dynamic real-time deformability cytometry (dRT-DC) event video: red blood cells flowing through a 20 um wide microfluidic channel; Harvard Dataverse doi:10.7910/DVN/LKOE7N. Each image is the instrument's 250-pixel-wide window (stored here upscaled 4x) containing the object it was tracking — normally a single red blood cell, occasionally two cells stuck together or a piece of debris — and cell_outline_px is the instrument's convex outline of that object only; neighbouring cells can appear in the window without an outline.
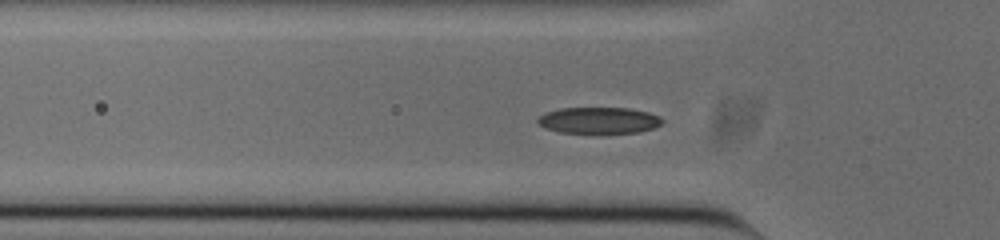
{"species": "common noctule bat (a hibernating species)", "species_latin": "Nyctalus noctula", "temperature_condition": "cold", "stored_images_in_passage": 52, "camera_frame_rate_fps": 3000, "um_per_image_px": 0.085, "animal": {"sex": "male", "body_mass_g": 20.0, "forearm_length_mm": 53.3}, "frame": {"image": 1, "passage_image": 15, "time_ms": 4.667, "image_size_px": [1000, 240], "cell_outline_px": [[664, 120], [660, 124], [652, 128], [640, 132], [600, 136], [560, 132], [548, 128], [540, 124], [536, 120], [544, 112], [560, 108], [628, 108], [648, 112], [660, 116]], "centroid_in_image_um": [50.92, 10.27], "position_along_channel_um": 74.9, "area_um2": 19.94}}
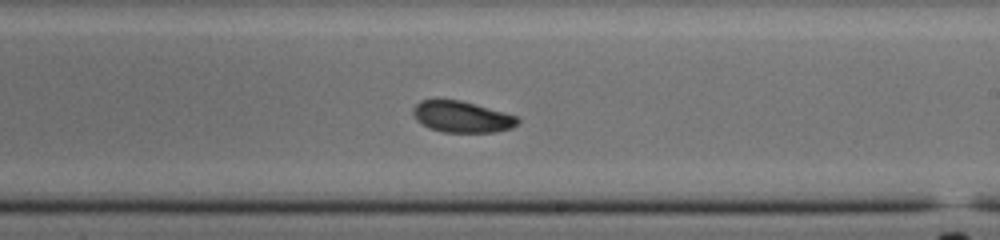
{"frame": {"image": 2, "passage_image": 29, "time_ms": 9.333, "image_size_px": [1000, 240], "cell_outline_px": [[520, 120], [512, 128], [496, 132], [444, 132], [428, 128], [416, 120], [412, 112], [412, 108], [420, 100], [460, 100], [504, 112], [516, 116]], "centroid_in_image_um": [39.24, 9.93], "position_along_channel_um": 249.8, "area_um2": 19.02}}
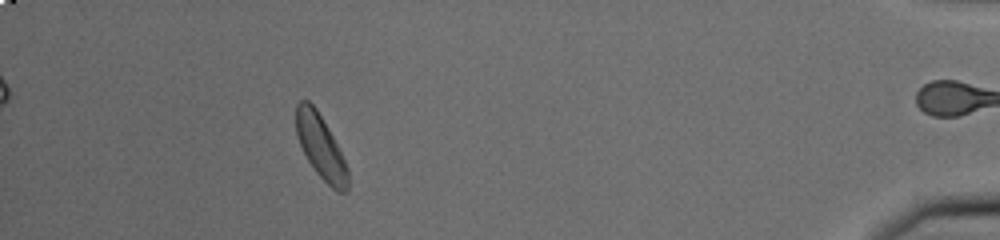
{"frame": {"image": 3, "passage_image": 47, "time_ms": 15.333, "image_size_px": [1000, 240], "cell_outline_px": [[348, 192], [336, 192], [316, 172], [308, 160], [300, 144], [296, 132], [296, 104], [300, 100], [308, 100], [316, 108], [340, 148], [348, 168]], "centroid_in_image_um": [27.28, 12.49], "position_along_channel_um": 407.9, "area_um2": 19.25}, "authors_computed_cell_mechanics": {"area_um2": 19.2474, "velocity_mm_per_s": 3.7402, "shape_relaxation_time_tau1_ms": 3.182, "shape_relaxation_time_tau2_ms": 3.0153, "deformation_change_tau1": 0.118, "deformation_change_tau2": 0.0674}}